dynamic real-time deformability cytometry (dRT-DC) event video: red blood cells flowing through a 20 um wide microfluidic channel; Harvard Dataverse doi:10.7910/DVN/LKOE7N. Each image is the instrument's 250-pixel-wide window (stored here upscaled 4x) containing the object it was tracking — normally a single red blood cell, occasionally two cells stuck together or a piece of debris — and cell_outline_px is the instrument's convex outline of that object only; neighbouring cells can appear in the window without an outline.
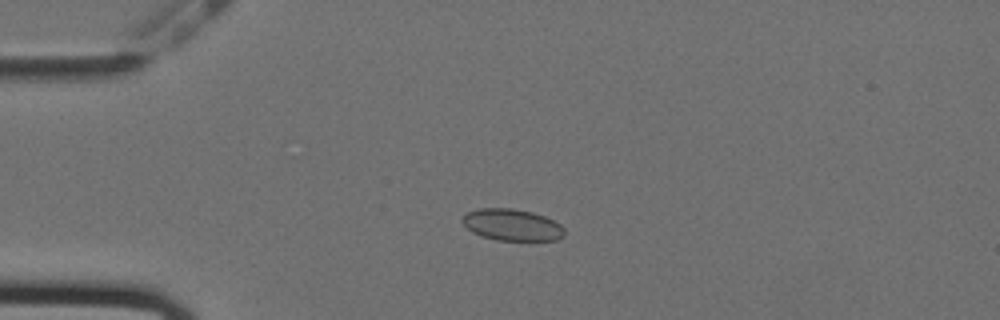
{"species": "Egyptian fruit bat (a non-hibernating species)", "species_latin": "Rousettus aegyptiacus", "temperature_condition": "cold", "stored_images_in_passage": 24, "camera_frame_rate_fps": 3000, "um_per_image_px": 0.085, "animal": {"sex": "female"}, "frame": {"image": 1, "passage_image": 13, "time_ms": 4.0, "image_size_px": [1000, 320], "cell_outline_px": [[564, 236], [556, 240], [496, 240], [480, 236], [472, 232], [460, 220], [468, 212], [480, 208], [512, 208], [532, 212], [544, 216], [560, 224], [564, 228]], "centroid_in_image_um": [43.52, 19.11], "position_along_channel_um": 41.5, "area_um2": 18.79}}
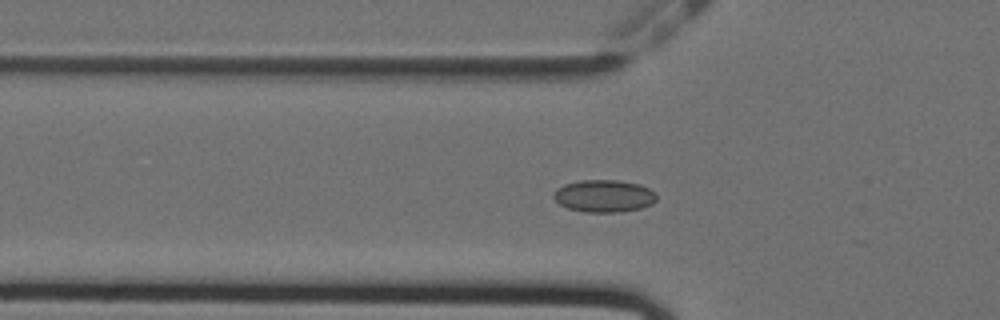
{"frame": {"image": 2, "passage_image": 18, "time_ms": 5.667, "image_size_px": [1000, 320], "cell_outline_px": [[656, 200], [652, 204], [640, 208], [620, 212], [584, 212], [568, 208], [560, 204], [552, 196], [552, 192], [556, 188], [564, 184], [580, 180], [616, 180], [640, 184], [656, 192]], "centroid_in_image_um": [51.32, 16.65], "position_along_channel_um": 74.5, "area_um2": 19.54}}
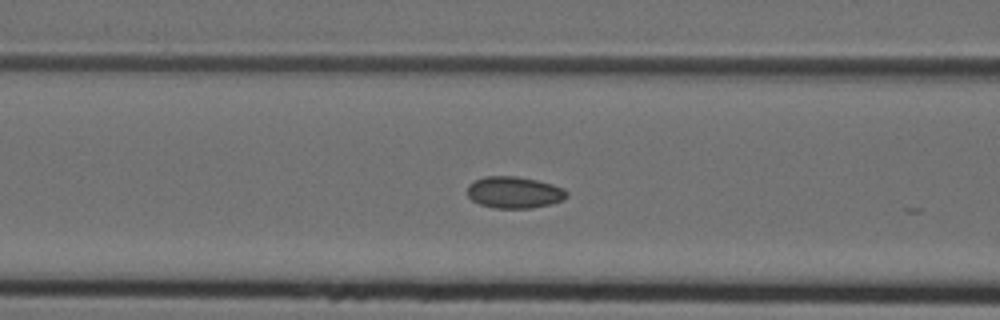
{"frame": {"image": 3, "passage_image": 22, "time_ms": 7.0, "image_size_px": [1000, 320], "cell_outline_px": [[568, 196], [564, 200], [552, 204], [532, 208], [496, 208], [480, 204], [472, 200], [468, 196], [468, 184], [484, 176], [516, 176], [536, 180], [552, 184], [564, 188], [568, 192]], "centroid_in_image_um": [43.74, 16.35], "position_along_channel_um": 122.9, "area_um2": 18.44}}